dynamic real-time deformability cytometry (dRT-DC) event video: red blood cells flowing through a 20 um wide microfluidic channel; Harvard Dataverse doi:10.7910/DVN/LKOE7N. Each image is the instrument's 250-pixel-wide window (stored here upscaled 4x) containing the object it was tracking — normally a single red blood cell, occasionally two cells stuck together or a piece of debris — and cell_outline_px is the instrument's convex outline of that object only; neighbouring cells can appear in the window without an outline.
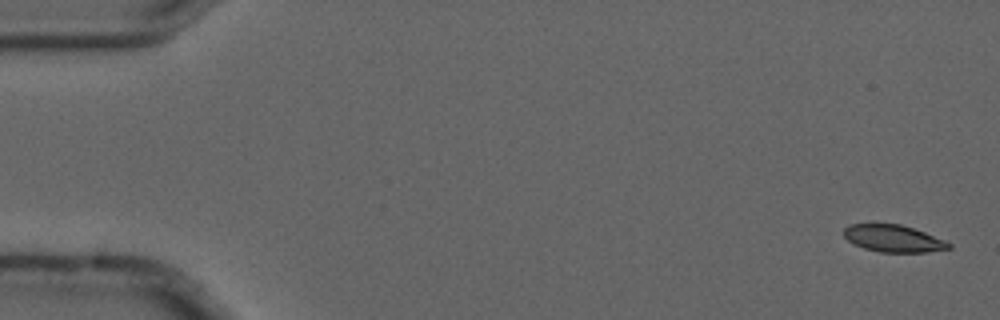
{"species": "common noctule bat (a hibernating species)", "species_latin": "Nyctalus noctula", "temperature_condition": "cold", "stored_images_in_passage": 5, "camera_frame_rate_fps": 3000, "um_per_image_px": 0.085, "animal": {"sex": "male", "forearm_length_mm": 52.5}, "frame": {"image": 1, "passage_image": 1, "time_ms": 0.0, "image_size_px": [1000, 320], "cell_outline_px": [[952, 248], [928, 252], [880, 252], [864, 248], [852, 244], [844, 236], [844, 228], [848, 224], [900, 224], [924, 232], [944, 240], [952, 244]], "centroid_in_image_um": [75.92, 20.28], "position_along_channel_um": 9.1, "area_um2": 16.53}}
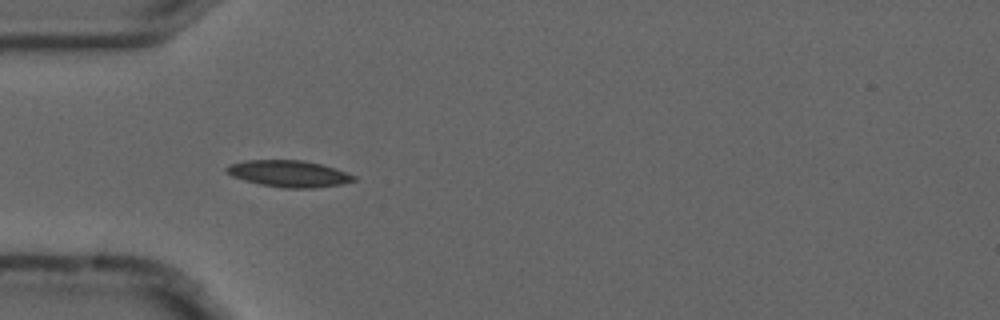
{"frame": {"image": 2, "passage_image": 5, "time_ms": 1.333, "image_size_px": [1000, 320], "cell_outline_px": [[356, 180], [340, 184], [312, 188], [284, 188], [260, 184], [244, 180], [232, 176], [224, 172], [224, 168], [228, 164], [244, 160], [304, 160], [336, 168], [356, 176]], "centroid_in_image_um": [24.5, 14.75], "position_along_channel_um": 60.5, "area_um2": 19.83}}